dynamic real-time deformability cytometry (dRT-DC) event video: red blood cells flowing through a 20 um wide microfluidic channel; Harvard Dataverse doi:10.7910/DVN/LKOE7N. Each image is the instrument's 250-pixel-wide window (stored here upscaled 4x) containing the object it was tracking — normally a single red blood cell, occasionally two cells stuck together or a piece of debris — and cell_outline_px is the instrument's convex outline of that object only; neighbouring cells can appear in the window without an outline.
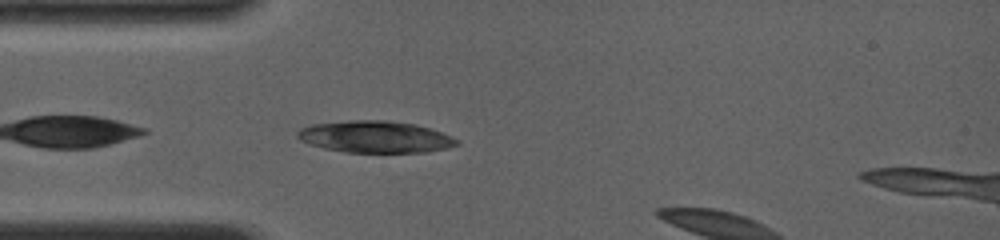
{"species": "common noctule bat (a hibernating species)", "species_latin": "Nyctalus noctula", "temperature_condition": "room temperature", "stored_images_in_passage": 21, "camera_frame_rate_fps": 4000, "um_per_image_px": 0.085, "animal": {"sex": "female", "body_mass_g": 19.0, "forearm_length_mm": 56.7}, "frame": {"image": 1, "passage_image": 5, "time_ms": 0.75, "image_size_px": [1000, 240], "cell_outline_px": [[460, 144], [448, 148], [424, 152], [344, 152], [324, 148], [308, 144], [300, 140], [296, 136], [296, 132], [300, 128], [312, 124], [348, 120], [384, 120], [416, 124], [452, 136], [460, 140]], "centroid_in_image_um": [31.88, 11.63], "position_along_channel_um": 53.1, "area_um2": 29.65}}